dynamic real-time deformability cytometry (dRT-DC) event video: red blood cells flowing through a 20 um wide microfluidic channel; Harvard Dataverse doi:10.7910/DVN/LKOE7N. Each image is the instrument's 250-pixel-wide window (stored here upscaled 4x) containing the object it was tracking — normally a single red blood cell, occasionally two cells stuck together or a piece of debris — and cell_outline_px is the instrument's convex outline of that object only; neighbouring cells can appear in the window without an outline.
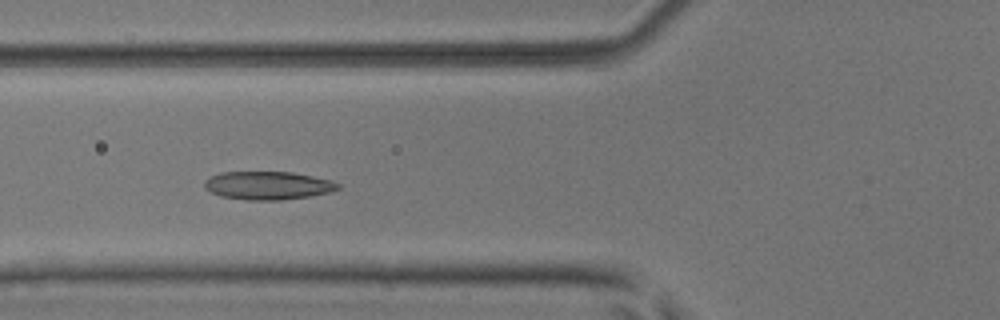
{"species": "common noctule bat (a hibernating species)", "species_latin": "Nyctalus noctula", "temperature_condition": "room temperature", "stored_images_in_passage": 38, "camera_frame_rate_fps": 3000, "um_per_image_px": 0.085, "animal": {"sex": "male", "body_mass_g": 17.9, "forearm_length_mm": 54.2}, "frame": {"image": 1, "passage_image": 6, "time_ms": 1.667, "image_size_px": [1000, 320], "cell_outline_px": [[340, 188], [328, 192], [308, 196], [280, 200], [248, 200], [220, 196], [204, 188], [204, 180], [220, 172], [292, 172], [332, 180], [340, 184]], "centroid_in_image_um": [22.75, 15.76], "position_along_channel_um": 103.0, "area_um2": 21.85}}
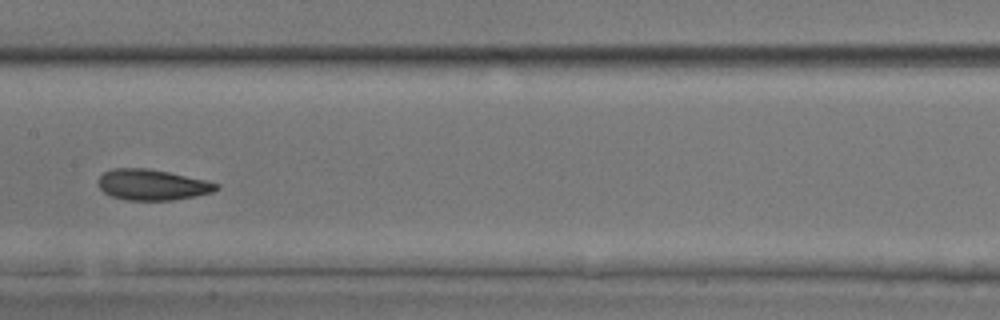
{"frame": {"image": 2, "passage_image": 13, "time_ms": 4.0, "image_size_px": [1000, 320], "cell_outline_px": [[220, 188], [212, 192], [172, 200], [124, 200], [112, 196], [104, 192], [100, 188], [100, 176], [104, 172], [112, 168], [148, 168], [168, 172], [204, 180], [220, 184]], "centroid_in_image_um": [12.93, 15.7], "position_along_channel_um": 194.5, "area_um2": 20.92}}
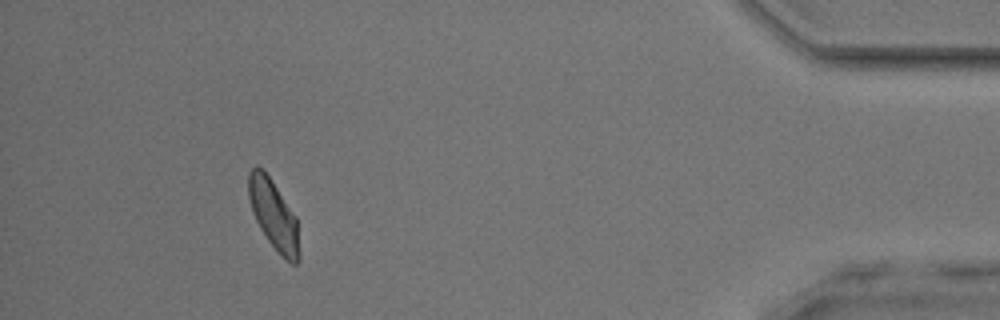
{"frame": {"image": 3, "passage_image": 34, "time_ms": 11.0, "image_size_px": [1000, 320], "cell_outline_px": [[300, 260], [296, 264], [292, 264], [280, 256], [268, 240], [260, 228], [252, 212], [248, 196], [248, 172], [252, 168], [260, 168], [268, 176], [296, 216], [300, 252]], "centroid_in_image_um": [23.27, 18.33], "position_along_channel_um": 411.9, "area_um2": 20.4}, "authors_computed_cell_mechanics": {"area_um2": 20.9814, "velocity_mm_per_s": 3.926, "shape_relaxation_time_tau1_ms": 3.8383, "shape_relaxation_time_tau2_ms": 1.4553, "deformation_change_tau1": 0.1154, "deformation_change_tau2": 0.073}}